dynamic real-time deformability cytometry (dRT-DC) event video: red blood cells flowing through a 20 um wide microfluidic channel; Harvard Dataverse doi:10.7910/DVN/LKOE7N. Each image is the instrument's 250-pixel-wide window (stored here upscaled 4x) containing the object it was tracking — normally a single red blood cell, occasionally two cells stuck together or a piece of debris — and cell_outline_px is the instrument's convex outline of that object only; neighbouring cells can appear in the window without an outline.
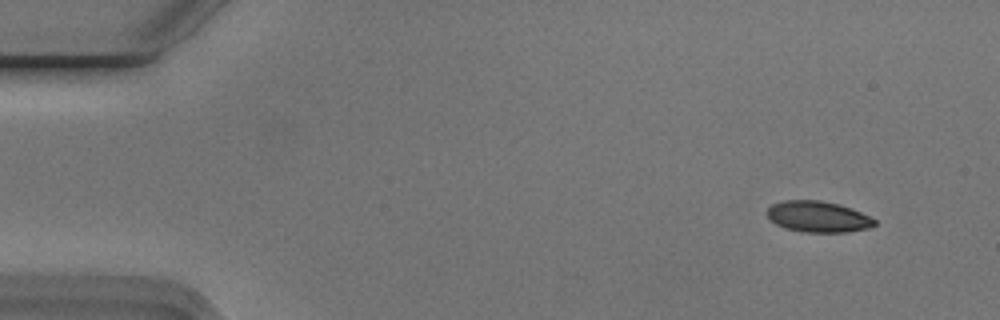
{"species": "Egyptian fruit bat (a non-hibernating species)", "species_latin": "Rousettus aegyptiacus", "temperature_condition": "cold", "stored_images_in_passage": 4, "camera_frame_rate_fps": 3000, "um_per_image_px": 0.085, "animal": {"sex": "male"}, "frame": {"image": 1, "passage_image": 1, "time_ms": 0.0, "image_size_px": [1000, 320], "cell_outline_px": [[876, 224], [868, 228], [848, 232], [804, 232], [784, 228], [776, 224], [768, 216], [768, 208], [772, 204], [784, 200], [820, 200], [840, 204], [852, 208], [876, 220]], "centroid_in_image_um": [69.54, 18.41], "position_along_channel_um": 15.5, "area_um2": 19.42}}
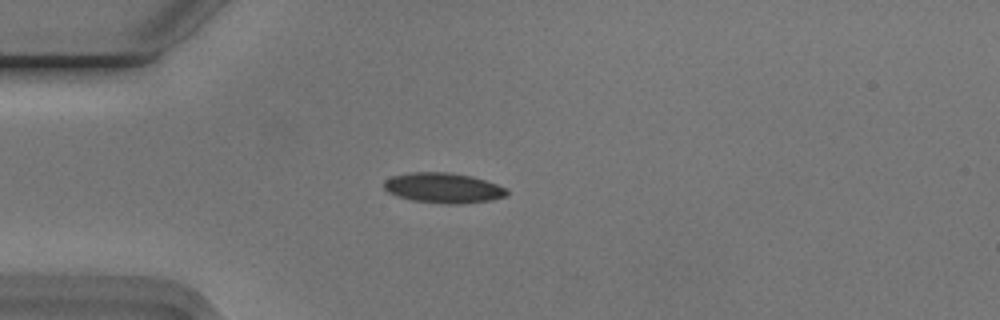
{"frame": {"image": 2, "passage_image": 4, "time_ms": 1.0, "image_size_px": [1000, 320], "cell_outline_px": [[508, 192], [504, 196], [492, 200], [460, 204], [444, 204], [412, 200], [396, 196], [388, 192], [384, 188], [384, 180], [392, 176], [408, 172], [448, 172], [472, 176], [496, 184], [504, 188]], "centroid_in_image_um": [37.63, 15.97], "position_along_channel_um": 47.4, "area_um2": 21.62}}